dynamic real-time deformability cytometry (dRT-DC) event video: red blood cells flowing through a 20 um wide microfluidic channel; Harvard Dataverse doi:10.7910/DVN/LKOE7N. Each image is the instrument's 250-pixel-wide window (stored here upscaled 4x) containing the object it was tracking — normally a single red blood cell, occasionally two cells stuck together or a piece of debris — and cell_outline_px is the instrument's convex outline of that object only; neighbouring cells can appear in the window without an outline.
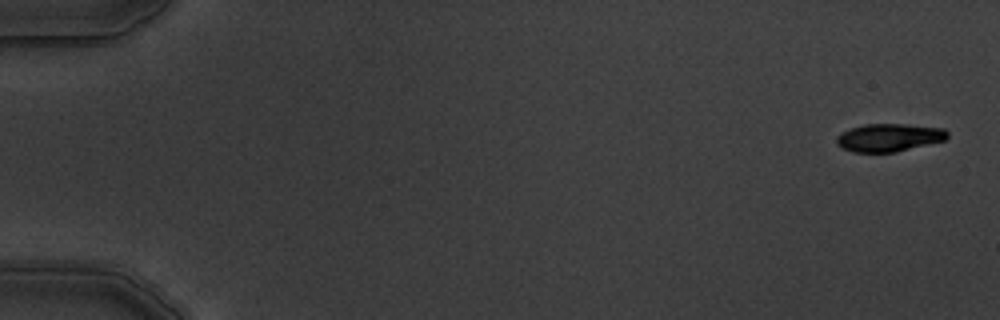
{"species": "common noctule bat (a hibernating species)", "species_latin": "Nyctalus noctula", "temperature_condition": "warm", "stored_images_in_passage": 8, "camera_frame_rate_fps": 3000, "um_per_image_px": 0.085, "animal": {"sex": "male", "body_mass_g": 19.5, "forearm_length_mm": 54.6}, "frame": {"image": 1, "passage_image": 1, "time_ms": 0.0, "image_size_px": [1000, 320], "cell_outline_px": [[948, 136], [944, 140], [896, 152], [852, 152], [840, 148], [836, 144], [836, 136], [840, 132], [864, 124], [904, 124], [944, 128], [948, 132]], "centroid_in_image_um": [75.52, 11.69], "position_along_channel_um": 9.5, "area_um2": 18.09}}
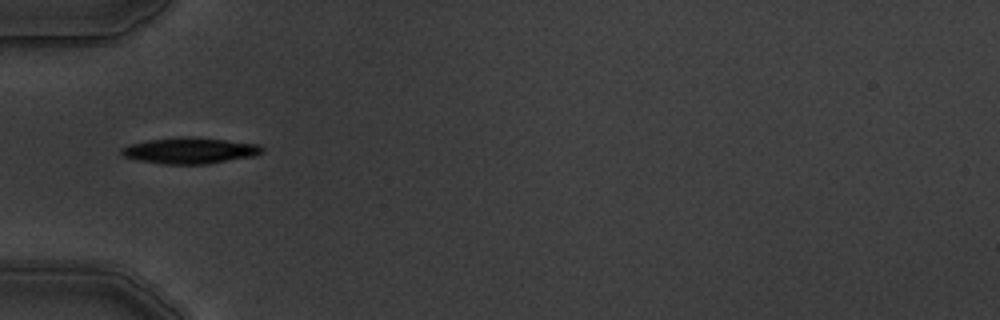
{"frame": {"image": 2, "passage_image": 5, "time_ms": 5.667, "image_size_px": [1000, 320], "cell_outline_px": [[264, 152], [256, 156], [208, 164], [164, 164], [140, 160], [124, 156], [120, 152], [120, 148], [132, 144], [148, 140], [180, 136], [192, 136], [260, 144], [264, 148]], "centroid_in_image_um": [16.21, 12.79], "position_along_channel_um": 68.8, "area_um2": 21.56}}